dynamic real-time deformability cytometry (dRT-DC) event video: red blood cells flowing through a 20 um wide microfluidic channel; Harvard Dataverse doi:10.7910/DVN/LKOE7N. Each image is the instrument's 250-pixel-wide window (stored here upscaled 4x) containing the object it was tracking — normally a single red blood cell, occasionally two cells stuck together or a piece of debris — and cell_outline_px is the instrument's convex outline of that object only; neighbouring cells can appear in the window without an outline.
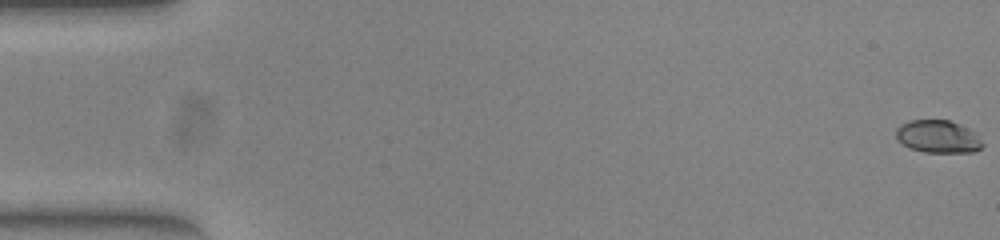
{"species": "common noctule bat (a hibernating species)", "species_latin": "Nyctalus noctula", "temperature_condition": "warm", "stored_images_in_passage": 54, "camera_frame_rate_fps": 3000, "um_per_image_px": 0.085, "animal": {"sex": "female", "body_mass_g": 23.0, "forearm_length_mm": 53.4}, "frame": {"image": 1, "passage_image": 1, "time_ms": 0.0, "image_size_px": [1000, 240], "cell_outline_px": [[984, 144], [976, 152], [924, 152], [908, 148], [896, 136], [896, 128], [900, 124], [908, 120], [948, 120], [972, 132]], "centroid_in_image_um": [79.67, 11.62], "position_along_channel_um": 5.3, "area_um2": 16.13}}
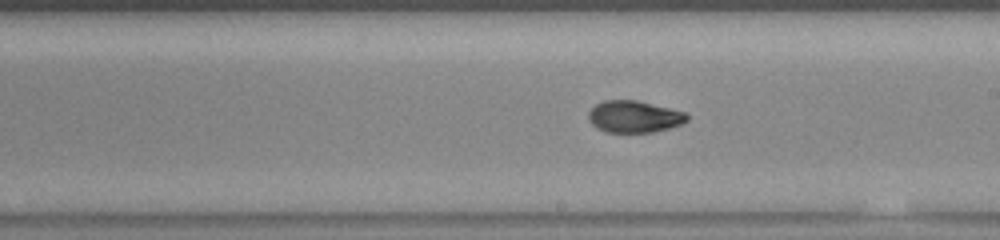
{"frame": {"image": 2, "passage_image": 31, "time_ms": 10.0, "image_size_px": [1000, 240], "cell_outline_px": [[688, 120], [680, 124], [668, 128], [652, 132], [604, 132], [596, 128], [588, 120], [588, 112], [596, 104], [604, 100], [636, 100], [684, 112], [688, 116]], "centroid_in_image_um": [53.85, 9.92], "position_along_channel_um": 235.2, "area_um2": 18.15}}
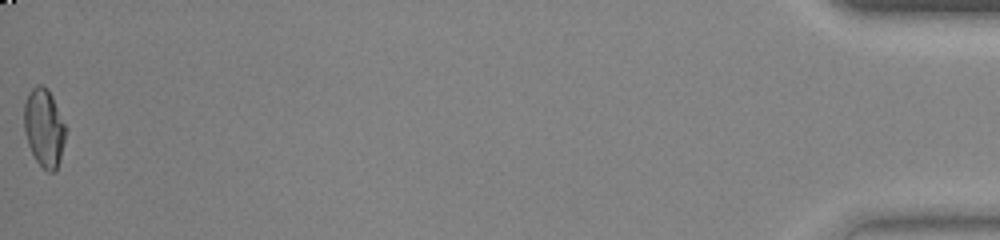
{"frame": {"image": 3, "passage_image": 54, "time_ms": 17.667, "image_size_px": [1000, 240], "cell_outline_px": [[68, 128], [60, 160], [56, 168], [52, 172], [48, 172], [36, 160], [28, 144], [24, 128], [24, 104], [28, 92], [36, 84], [40, 84], [48, 88]], "centroid_in_image_um": [3.77, 10.82], "position_along_channel_um": 431.4, "area_um2": 19.13}, "authors_computed_cell_mechanics": {"area_um2": 18.5538, "velocity_mm_per_s": 3.8951, "shape_relaxation_time_tau1_ms": 8.1678, "shape_relaxation_time_tau2_ms": 1.7843, "deformation_change_tau1": 0.2228, "deformation_change_tau2": 0.0533}}